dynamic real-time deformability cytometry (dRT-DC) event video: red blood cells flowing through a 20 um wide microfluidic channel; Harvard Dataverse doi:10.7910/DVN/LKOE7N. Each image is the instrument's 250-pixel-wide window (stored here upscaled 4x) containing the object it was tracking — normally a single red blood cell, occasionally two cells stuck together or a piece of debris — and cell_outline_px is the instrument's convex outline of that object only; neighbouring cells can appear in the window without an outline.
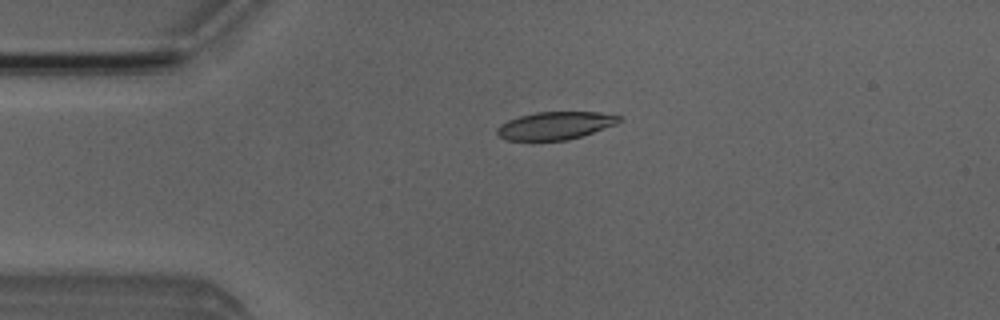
{"species": "Egyptian fruit bat (a non-hibernating species)", "species_latin": "Rousettus aegyptiacus", "temperature_condition": "room temperature", "stored_images_in_passage": 6, "camera_frame_rate_fps": 3000, "um_per_image_px": 0.085, "animal": {"sex": "male"}, "frame": {"image": 1, "passage_image": 3, "time_ms": 3.333, "image_size_px": [1000, 320], "cell_outline_px": [[624, 120], [616, 124], [568, 140], [504, 140], [496, 132], [496, 128], [500, 124], [508, 120], [520, 116], [536, 112], [596, 112], [620, 116]], "centroid_in_image_um": [47.17, 10.67], "position_along_channel_um": 37.8, "area_um2": 19.59}}